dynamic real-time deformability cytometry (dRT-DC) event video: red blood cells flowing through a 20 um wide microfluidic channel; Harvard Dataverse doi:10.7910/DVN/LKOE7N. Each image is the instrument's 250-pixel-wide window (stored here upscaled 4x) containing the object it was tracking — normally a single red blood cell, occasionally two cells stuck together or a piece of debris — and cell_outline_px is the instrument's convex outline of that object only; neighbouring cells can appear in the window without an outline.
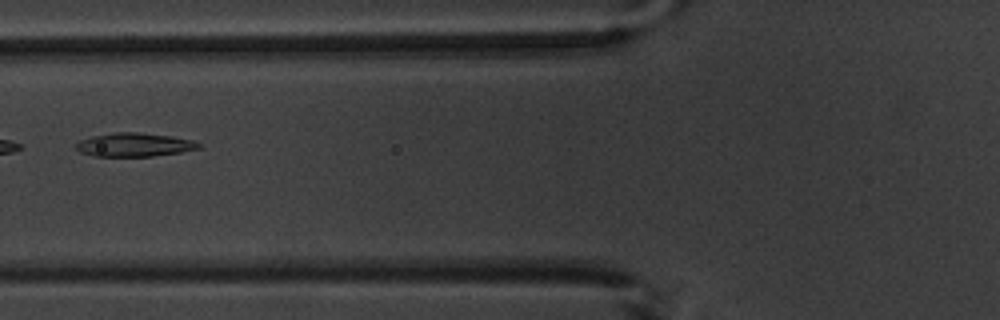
{"species": "common noctule bat (a hibernating species)", "species_latin": "Nyctalus noctula", "temperature_condition": "warm", "stored_images_in_passage": 6, "camera_frame_rate_fps": 3000, "um_per_image_px": 0.085, "animal": {"sex": "male", "body_mass_g": 20.1, "forearm_length_mm": 53.5}, "frame": {"image": 1, "passage_image": 6, "time_ms": 6.667, "image_size_px": [1000, 320], "cell_outline_px": [[204, 144], [200, 148], [180, 152], [152, 156], [92, 156], [80, 152], [72, 144], [80, 140], [92, 136], [116, 132], [136, 132], [172, 136], [192, 140]], "centroid_in_image_um": [11.4, 12.3], "position_along_channel_um": 114.4, "area_um2": 16.99}}